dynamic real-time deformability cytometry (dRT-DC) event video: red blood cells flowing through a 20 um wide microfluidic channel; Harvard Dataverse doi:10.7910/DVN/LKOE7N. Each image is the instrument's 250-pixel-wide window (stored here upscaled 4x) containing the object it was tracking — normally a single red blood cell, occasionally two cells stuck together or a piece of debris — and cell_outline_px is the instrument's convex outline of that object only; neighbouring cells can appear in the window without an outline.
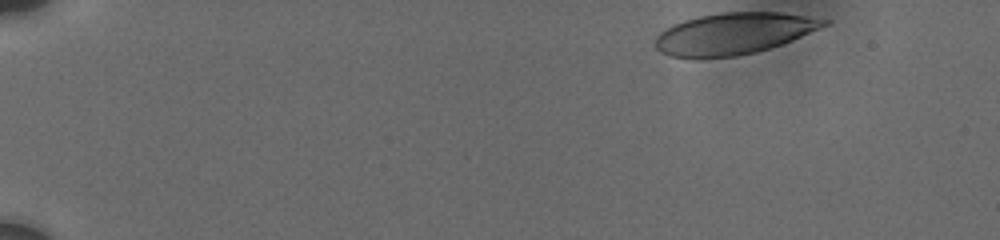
{"species": "human", "species_latin": "Homo sapiens", "temperature_condition": "cold", "stored_images_in_passage": 27, "camera_frame_rate_fps": 3000, "um_per_image_px": 0.085, "donor": {"sex": "male"}, "frame": {"image": 1, "passage_image": 1, "time_ms": 0.0, "image_size_px": [1000, 240], "cell_outline_px": [[832, 20], [828, 24], [820, 28], [792, 40], [756, 52], [736, 56], [704, 60], [700, 60], [668, 56], [660, 52], [656, 48], [656, 36], [660, 32], [684, 20], [700, 16], [724, 12], [780, 12]], "centroid_in_image_um": [62.34, 2.88], "position_along_channel_um": 22.7, "area_um2": 41.04}}